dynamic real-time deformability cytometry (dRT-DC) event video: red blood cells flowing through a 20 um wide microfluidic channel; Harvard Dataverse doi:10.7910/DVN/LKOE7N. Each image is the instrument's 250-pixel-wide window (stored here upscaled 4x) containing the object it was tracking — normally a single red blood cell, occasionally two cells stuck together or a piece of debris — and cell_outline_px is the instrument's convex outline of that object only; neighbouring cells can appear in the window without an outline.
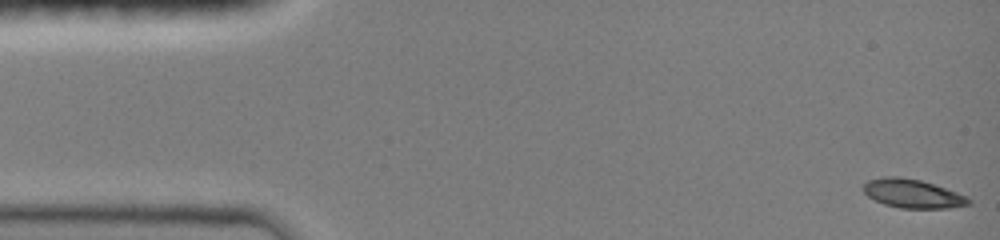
{"species": "common noctule bat (a hibernating species)", "species_latin": "Nyctalus noctula", "temperature_condition": "room temperature", "stored_images_in_passage": 48, "camera_frame_rate_fps": 3000, "um_per_image_px": 0.085, "animal": {"sex": "female", "body_mass_g": 19.0, "forearm_length_mm": 51.5}, "frame": {"image": 1, "passage_image": 1, "time_ms": 0.0, "image_size_px": [1000, 240], "cell_outline_px": [[972, 204], [948, 208], [900, 208], [884, 204], [868, 196], [864, 192], [864, 184], [868, 180], [884, 176], [900, 176], [920, 180], [968, 196], [972, 200]], "centroid_in_image_um": [77.59, 16.46], "position_along_channel_um": 7.4, "area_um2": 17.57}}
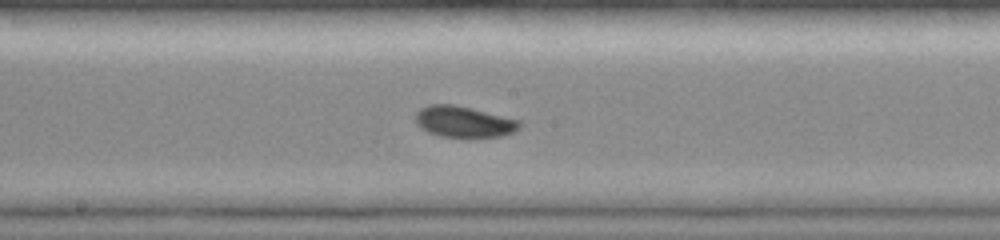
{"frame": {"image": 2, "passage_image": 25, "time_ms": 8.0, "image_size_px": [1000, 240], "cell_outline_px": [[520, 128], [504, 136], [440, 136], [428, 132], [420, 128], [416, 124], [416, 112], [420, 108], [428, 104], [452, 104], [472, 108], [520, 120]], "centroid_in_image_um": [39.4, 10.33], "position_along_channel_um": 208.8, "area_um2": 18.73}}
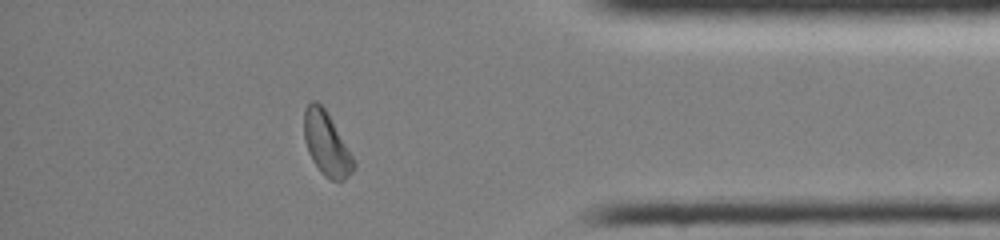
{"frame": {"image": 3, "passage_image": 41, "time_ms": 13.333, "image_size_px": [1000, 240], "cell_outline_px": [[356, 168], [344, 180], [332, 180], [324, 176], [320, 172], [312, 160], [308, 152], [304, 140], [304, 108], [312, 100], [316, 100], [324, 108], [352, 156], [356, 164]], "centroid_in_image_um": [27.73, 12.24], "position_along_channel_um": 407.5, "area_um2": 18.09}}